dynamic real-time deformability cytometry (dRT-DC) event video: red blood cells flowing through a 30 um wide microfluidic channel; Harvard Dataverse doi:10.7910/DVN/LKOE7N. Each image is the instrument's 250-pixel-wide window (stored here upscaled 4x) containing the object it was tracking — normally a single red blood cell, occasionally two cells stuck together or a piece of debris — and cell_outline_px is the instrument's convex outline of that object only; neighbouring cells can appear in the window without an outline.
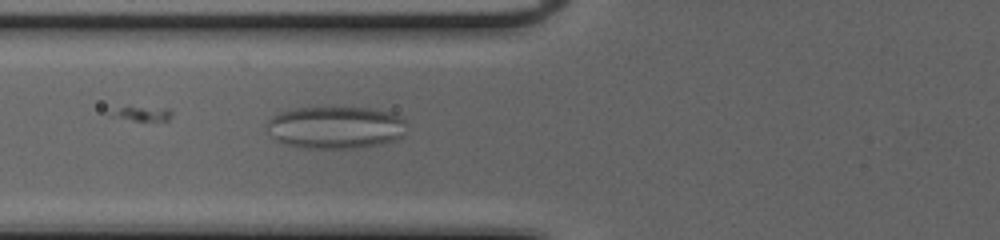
{"species": "common noctule bat (a hibernating species)", "species_latin": "Nyctalus noctula", "temperature_condition": "cold", "stored_images_in_passage": 25, "camera_frame_rate_fps": 3000, "um_per_image_px": 0.085, "animal": {"sex": "female", "body_mass_g": 20.0, "forearm_length_mm": 54.0}, "frame": {"image": 1, "passage_image": 25, "time_ms": 8.0, "image_size_px": [1000, 240], "cell_outline_px": [[404, 136], [396, 140], [380, 144], [360, 148], [304, 148], [284, 144], [276, 140], [272, 136], [268, 124], [268, 120], [272, 116], [280, 112], [296, 108], [372, 108], [392, 112], [400, 116], [404, 120]], "centroid_in_image_um": [28.55, 10.84], "position_along_channel_um": 97.2, "area_um2": 34.51}}